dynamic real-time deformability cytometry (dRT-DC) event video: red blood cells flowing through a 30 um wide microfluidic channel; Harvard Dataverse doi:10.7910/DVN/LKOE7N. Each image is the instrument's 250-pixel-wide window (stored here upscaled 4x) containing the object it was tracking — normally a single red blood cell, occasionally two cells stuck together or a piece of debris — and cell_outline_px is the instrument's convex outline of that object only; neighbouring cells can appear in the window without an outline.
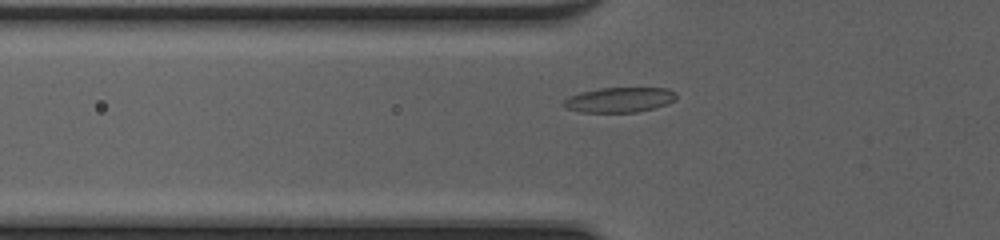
{"species": "common noctule bat (a hibernating species)", "species_latin": "Nyctalus noctula", "temperature_condition": "cold", "stored_images_in_passage": 41, "camera_frame_rate_fps": 3000, "um_per_image_px": 0.085, "animal": {"sex": "female", "body_mass_g": 20.0, "forearm_length_mm": 54.0}, "frame": {"image": 1, "passage_image": 9, "time_ms": 2.667, "image_size_px": [1000, 240], "cell_outline_px": [[676, 100], [668, 104], [636, 112], [580, 112], [568, 108], [560, 104], [568, 96], [580, 92], [600, 88], [668, 88], [676, 92]], "centroid_in_image_um": [52.65, 8.48], "position_along_channel_um": 73.2, "area_um2": 16.47}}
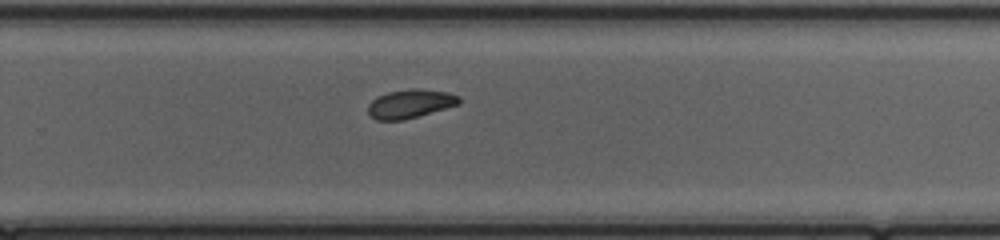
{"frame": {"image": 2, "passage_image": 25, "time_ms": 8.0, "image_size_px": [1000, 240], "cell_outline_px": [[460, 104], [404, 120], [376, 120], [368, 112], [368, 104], [376, 96], [388, 92], [408, 88], [420, 88], [448, 92], [460, 96]], "centroid_in_image_um": [34.87, 8.8], "position_along_channel_um": 294.9, "area_um2": 15.37}}
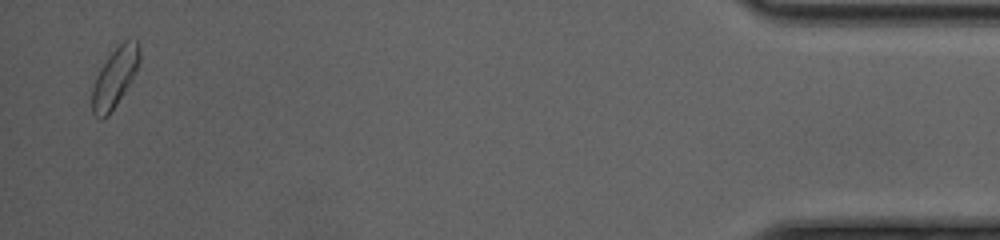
{"frame": {"image": 3, "passage_image": 40, "time_ms": 13.0, "image_size_px": [1000, 240], "cell_outline_px": [[140, 60], [128, 84], [116, 104], [108, 116], [104, 120], [100, 120], [92, 112], [92, 88], [96, 76], [100, 68], [108, 56], [124, 40], [136, 40], [140, 44]], "centroid_in_image_um": [9.73, 6.59], "position_along_channel_um": 425.5, "area_um2": 16.07}, "authors_computed_cell_mechanics": {"area_um2": 15.4326, "velocity_mm_per_s": 4.1593, "shape_relaxation_time_tau1_ms": null, "shape_relaxation_time_tau2_ms": 10.3103, "deformation_change_tau1": null, "deformation_change_tau2": 0.1731}}